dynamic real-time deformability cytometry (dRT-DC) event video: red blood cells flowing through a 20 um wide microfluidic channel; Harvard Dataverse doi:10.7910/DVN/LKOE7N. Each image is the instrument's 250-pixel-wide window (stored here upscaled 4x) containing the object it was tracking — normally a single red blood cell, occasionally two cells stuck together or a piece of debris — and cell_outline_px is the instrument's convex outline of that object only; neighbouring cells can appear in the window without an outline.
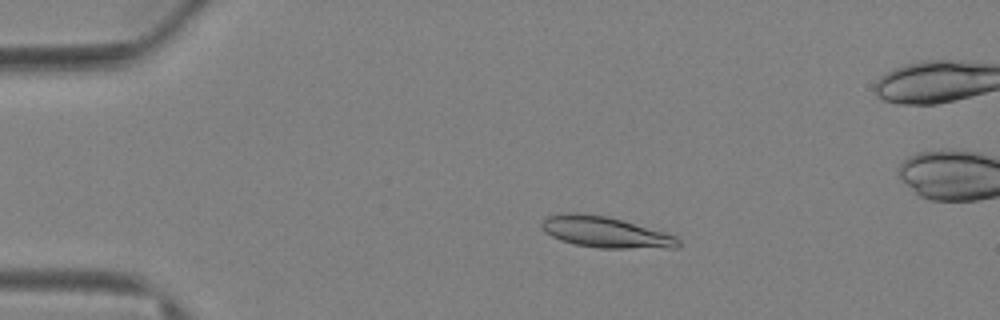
{"species": "Egyptian fruit bat (a non-hibernating species)", "species_latin": "Rousettus aegyptiacus", "temperature_condition": "warm", "stored_images_in_passage": 63, "camera_frame_rate_fps": 3000, "um_per_image_px": 0.085, "animal": {"sex": "female"}, "frame": {"image": 1, "passage_image": 13, "time_ms": 4.0, "image_size_px": [1000, 320], "cell_outline_px": [[680, 244], [676, 248], [600, 248], [576, 244], [560, 240], [544, 232], [540, 228], [540, 224], [548, 216], [560, 212], [584, 212], [608, 216], [624, 220], [664, 232], [676, 236], [680, 240]], "centroid_in_image_um": [51.43, 19.71], "position_along_channel_um": 33.6, "area_um2": 25.03}}
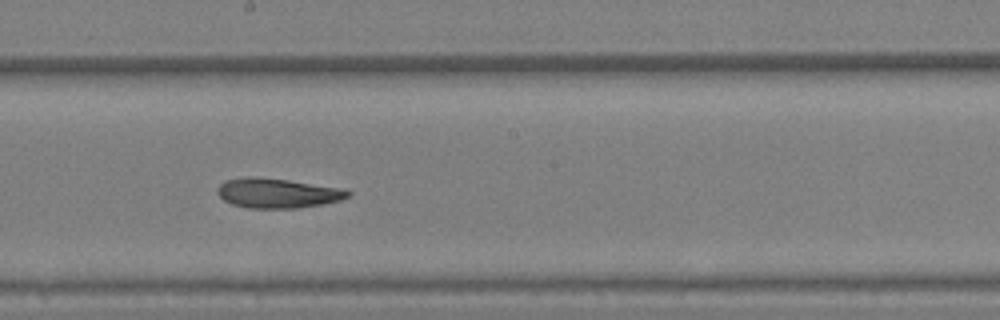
{"frame": {"image": 2, "passage_image": 35, "time_ms": 11.333, "image_size_px": [1000, 320], "cell_outline_px": [[352, 192], [348, 196], [340, 200], [324, 204], [300, 208], [248, 208], [232, 204], [224, 200], [216, 192], [216, 188], [224, 180], [244, 176], [252, 176], [288, 180], [344, 188]], "centroid_in_image_um": [23.57, 16.41], "position_along_channel_um": 224.6, "area_um2": 22.83}}
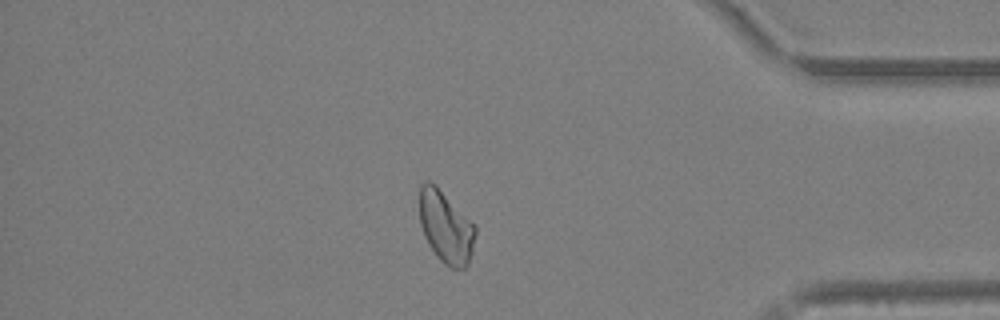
{"frame": {"image": 3, "passage_image": 53, "time_ms": 17.333, "image_size_px": [1000, 320], "cell_outline_px": [[476, 232], [472, 252], [468, 264], [464, 268], [448, 268], [436, 256], [428, 244], [424, 236], [420, 224], [420, 184], [428, 180], [436, 184], [476, 228]], "centroid_in_image_um": [37.87, 19.31], "position_along_channel_um": 397.3, "area_um2": 23.29}, "authors_computed_cell_mechanics": {"area_um2": 23.7558, "velocity_mm_per_s": 3.3537, "shape_relaxation_time_tau1_ms": null, "shape_relaxation_time_tau2_ms": 3.1459, "deformation_change_tau1": null, "deformation_change_tau2": 0.0825}}